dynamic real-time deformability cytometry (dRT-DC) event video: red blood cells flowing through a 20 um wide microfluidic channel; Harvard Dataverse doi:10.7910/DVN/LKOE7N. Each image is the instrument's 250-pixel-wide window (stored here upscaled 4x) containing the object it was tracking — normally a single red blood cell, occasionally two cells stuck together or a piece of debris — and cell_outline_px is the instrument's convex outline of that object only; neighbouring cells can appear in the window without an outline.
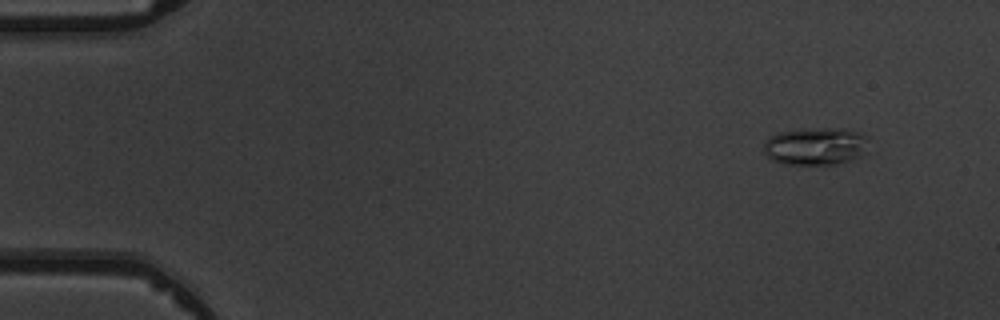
{"species": "common noctule bat (a hibernating species)", "species_latin": "Nyctalus noctula", "temperature_condition": "warm", "stored_images_in_passage": 5, "camera_frame_rate_fps": 3000, "um_per_image_px": 0.085, "animal": {"sex": "male", "body_mass_g": 19.5, "forearm_length_mm": 54.6}, "frame": {"image": 1, "passage_image": 1, "time_ms": 0.0, "image_size_px": [1000, 320], "cell_outline_px": [[868, 152], [860, 156], [840, 164], [780, 164], [772, 160], [764, 152], [764, 140], [768, 136], [776, 132], [804, 128], [844, 128], [860, 132], [868, 136]], "centroid_in_image_um": [69.34, 12.41], "position_along_channel_um": 15.7, "area_um2": 23.7}}
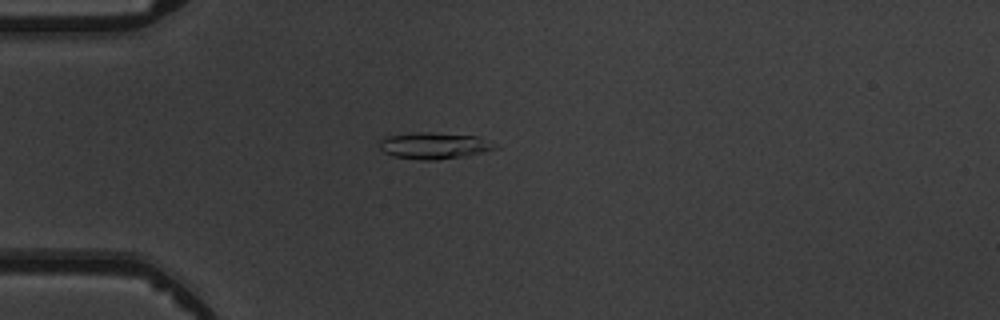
{"frame": {"image": 2, "passage_image": 4, "time_ms": 3.333, "image_size_px": [1000, 320], "cell_outline_px": [[500, 148], [460, 156], [436, 160], [424, 160], [392, 156], [384, 152], [380, 148], [380, 140], [388, 136], [416, 132], [432, 132], [476, 136]], "centroid_in_image_um": [36.83, 12.37], "position_along_channel_um": 48.2, "area_um2": 17.4}}